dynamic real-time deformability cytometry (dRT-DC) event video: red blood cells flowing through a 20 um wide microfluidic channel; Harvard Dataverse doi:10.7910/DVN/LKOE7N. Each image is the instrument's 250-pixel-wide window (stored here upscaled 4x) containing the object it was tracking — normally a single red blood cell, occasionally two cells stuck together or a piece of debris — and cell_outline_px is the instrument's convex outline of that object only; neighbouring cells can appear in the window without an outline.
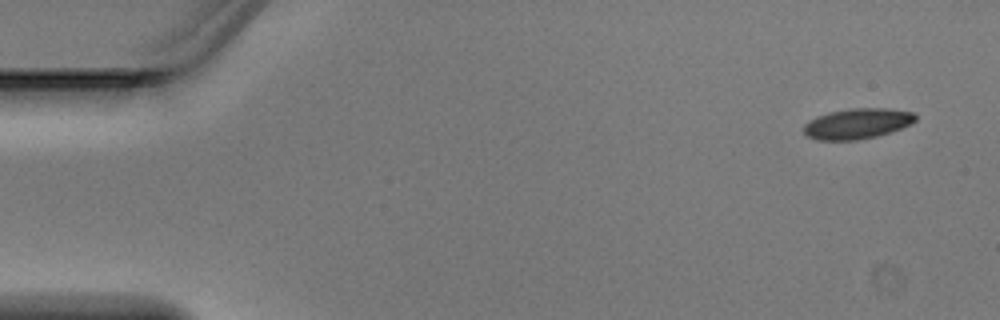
{"species": "Egyptian fruit bat (a non-hibernating species)", "species_latin": "Rousettus aegyptiacus", "temperature_condition": "warm", "stored_images_in_passage": 4, "camera_frame_rate_fps": 3000, "um_per_image_px": 0.085, "animal": {"sex": "male"}, "frame": {"image": 1, "passage_image": 1, "time_ms": 0.0, "image_size_px": [1000, 320], "cell_outline_px": [[916, 120], [912, 124], [876, 136], [856, 140], [816, 140], [808, 136], [804, 132], [804, 124], [808, 120], [816, 116], [828, 112], [852, 108], [888, 108], [912, 112], [916, 116]], "centroid_in_image_um": [72.84, 10.5], "position_along_channel_um": 12.2, "area_um2": 19.83}}
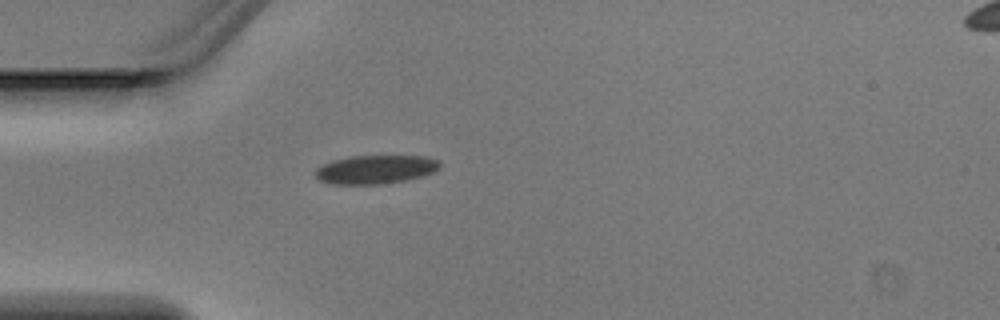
{"frame": {"image": 2, "passage_image": 4, "time_ms": 1.0, "image_size_px": [1000, 320], "cell_outline_px": [[440, 168], [432, 172], [420, 176], [404, 180], [380, 184], [332, 184], [320, 180], [316, 176], [316, 168], [332, 160], [348, 156], [424, 156], [436, 160], [440, 164]], "centroid_in_image_um": [31.89, 14.39], "position_along_channel_um": 53.1, "area_um2": 20.52}}